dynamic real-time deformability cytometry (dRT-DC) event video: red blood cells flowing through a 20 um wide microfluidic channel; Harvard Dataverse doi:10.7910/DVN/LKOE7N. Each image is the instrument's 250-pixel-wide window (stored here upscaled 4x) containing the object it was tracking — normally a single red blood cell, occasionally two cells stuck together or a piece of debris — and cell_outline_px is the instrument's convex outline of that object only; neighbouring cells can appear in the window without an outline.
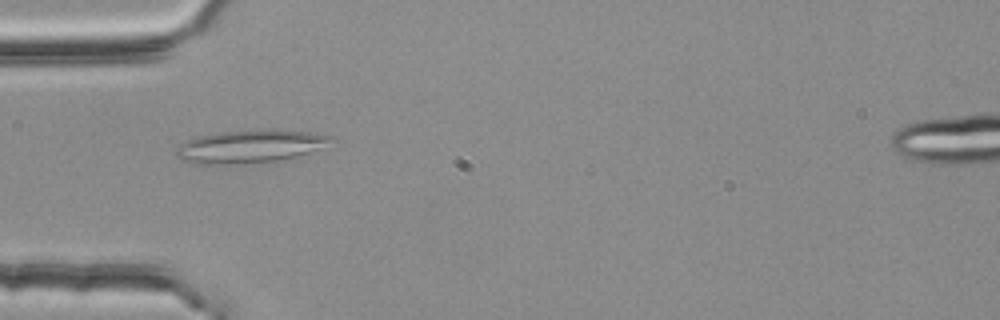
{"species": "common noctule bat (a hibernating species)", "species_latin": "Nyctalus noctula", "temperature_condition": "room temperature", "stored_images_in_passage": 3, "camera_frame_rate_fps": 3000, "um_per_image_px": 0.085, "animal": {"sex": "female", "body_mass_g": 25.1}, "frame": {"image": 1, "passage_image": 2, "time_ms": 0.333, "image_size_px": [1000, 320], "cell_outline_px": [[336, 140], [296, 160], [216, 164], [196, 164], [184, 160], [176, 156], [176, 148], [180, 144], [196, 136], [224, 132], [308, 132], [332, 136]], "centroid_in_image_um": [21.29, 12.5], "position_along_channel_um": 63.7, "area_um2": 29.02}}